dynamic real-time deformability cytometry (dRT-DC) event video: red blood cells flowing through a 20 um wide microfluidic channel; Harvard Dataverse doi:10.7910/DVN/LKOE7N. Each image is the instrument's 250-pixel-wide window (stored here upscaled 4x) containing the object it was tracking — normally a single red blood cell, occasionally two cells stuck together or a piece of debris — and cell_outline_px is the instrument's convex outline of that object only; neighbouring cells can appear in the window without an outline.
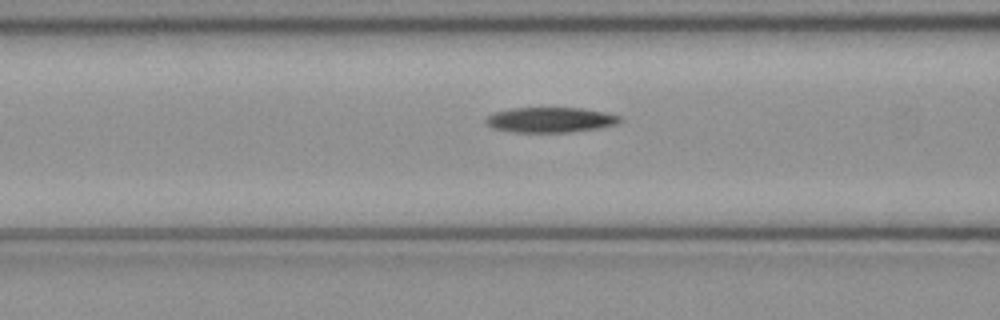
{"species": "common noctule bat (a hibernating species)", "species_latin": "Nyctalus noctula", "temperature_condition": "cold", "stored_images_in_passage": 43, "camera_frame_rate_fps": 3000, "um_per_image_px": 0.085, "animal": {"sex": "female", "body_mass_g": 21.9}, "frame": {"image": 1, "passage_image": 13, "time_ms": 4.0, "image_size_px": [1000, 320], "cell_outline_px": [[624, 120], [620, 124], [600, 128], [568, 132], [512, 132], [492, 128], [484, 124], [484, 120], [492, 112], [512, 108], [580, 108], [604, 112], [620, 116]], "centroid_in_image_um": [46.77, 10.19], "position_along_channel_um": 119.8, "area_um2": 19.94}}
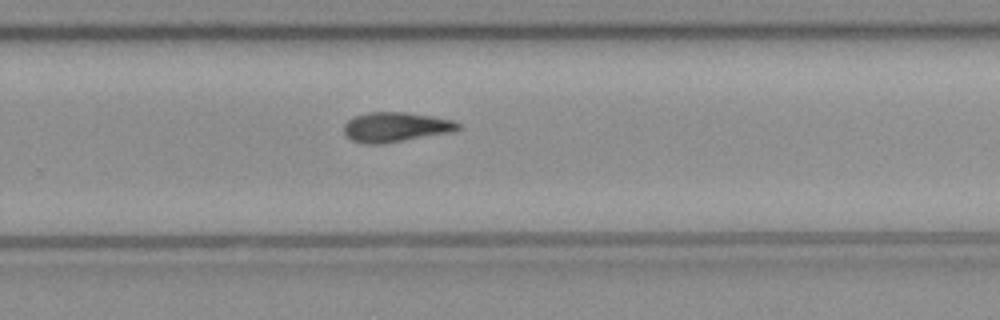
{"frame": {"image": 2, "passage_image": 26, "time_ms": 8.333, "image_size_px": [1000, 320], "cell_outline_px": [[460, 128], [452, 132], [380, 144], [364, 144], [352, 140], [344, 136], [344, 124], [348, 120], [356, 116], [368, 112], [404, 112], [432, 116], [452, 120], [460, 124]], "centroid_in_image_um": [33.6, 10.8], "position_along_channel_um": 296.2, "area_um2": 19.71}}
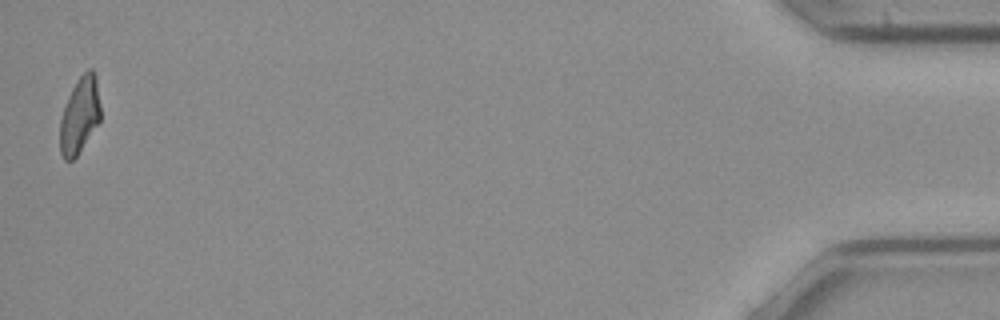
{"frame": {"image": 3, "passage_image": 43, "time_ms": 14.0, "image_size_px": [1000, 320], "cell_outline_px": [[100, 120], [76, 156], [72, 160], [64, 160], [60, 152], [60, 120], [68, 96], [72, 88], [80, 76], [88, 68], [92, 68], [96, 76], [100, 104]], "centroid_in_image_um": [6.77, 9.78], "position_along_channel_um": 428.4, "area_um2": 17.8}}